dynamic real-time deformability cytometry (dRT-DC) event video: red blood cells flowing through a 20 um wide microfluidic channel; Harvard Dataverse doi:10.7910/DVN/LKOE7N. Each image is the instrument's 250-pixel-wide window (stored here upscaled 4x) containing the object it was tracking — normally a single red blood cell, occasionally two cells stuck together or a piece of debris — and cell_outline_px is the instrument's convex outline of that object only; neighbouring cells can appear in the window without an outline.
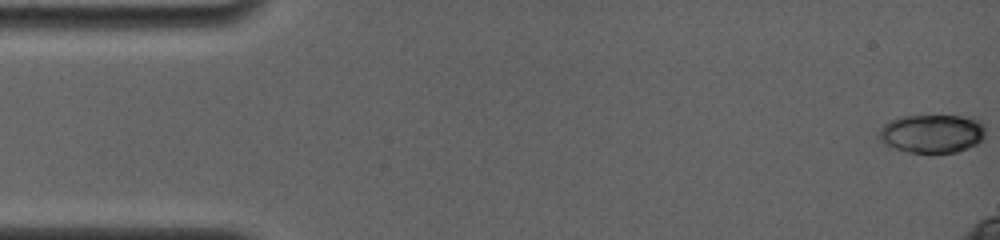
{"species": "common noctule bat (a hibernating species)", "species_latin": "Nyctalus noctula", "temperature_condition": "room temperature", "stored_images_in_passage": 7, "camera_frame_rate_fps": 4000, "um_per_image_px": 0.085, "animal": {"sex": "female", "body_mass_g": 19.0, "forearm_length_mm": 56.7}, "frame": {"image": 1, "passage_image": 1, "time_ms": 0.0, "image_size_px": [1000, 240], "cell_outline_px": [[984, 140], [968, 148], [956, 152], [936, 156], [928, 156], [908, 152], [896, 148], [880, 140], [880, 128], [888, 120], [900, 116], [976, 116], [984, 124]], "centroid_in_image_um": [79.28, 11.38], "position_along_channel_um": 5.7, "area_um2": 24.8}}
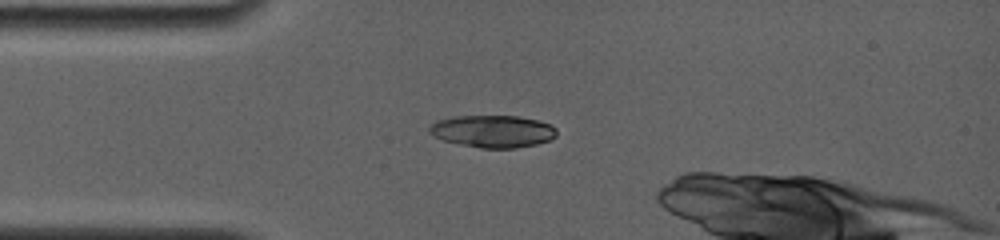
{"frame": {"image": 2, "passage_image": 6, "time_ms": 4.0, "image_size_px": [1000, 240], "cell_outline_px": [[556, 136], [548, 140], [536, 144], [516, 148], [480, 148], [460, 144], [444, 140], [432, 136], [428, 132], [428, 128], [436, 120], [452, 116], [520, 116], [540, 120], [552, 124], [556, 128]], "centroid_in_image_um": [41.88, 11.15], "position_along_channel_um": 43.1, "area_um2": 24.16}}